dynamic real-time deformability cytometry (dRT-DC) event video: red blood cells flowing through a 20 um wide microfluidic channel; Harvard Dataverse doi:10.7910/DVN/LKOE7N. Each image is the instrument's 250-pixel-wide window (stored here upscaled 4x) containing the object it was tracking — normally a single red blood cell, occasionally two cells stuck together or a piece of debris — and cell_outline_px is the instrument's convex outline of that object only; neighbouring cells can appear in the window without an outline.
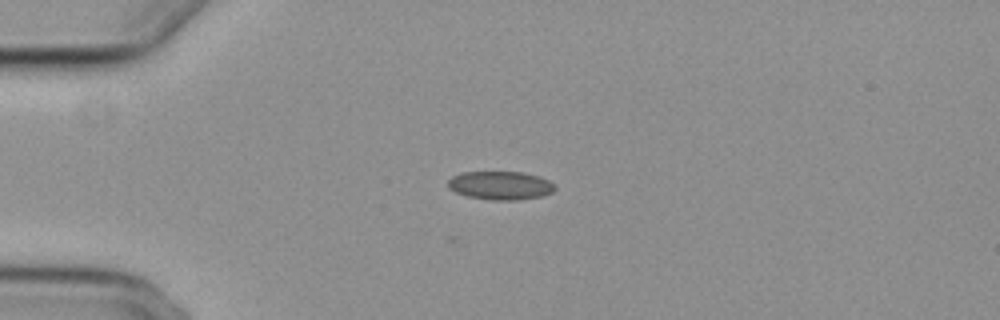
{"species": "common noctule bat (a hibernating species)", "species_latin": "Nyctalus noctula", "temperature_condition": "cold", "stored_images_in_passage": 42, "camera_frame_rate_fps": 3000, "um_per_image_px": 0.085, "animal": {"sex": "female", "body_mass_g": 29.2, "forearm_length_mm": 56.3}, "frame": {"image": 1, "passage_image": 1, "time_ms": 0.0, "image_size_px": [1000, 320], "cell_outline_px": [[556, 188], [552, 192], [544, 196], [516, 200], [488, 200], [468, 196], [456, 192], [448, 188], [448, 180], [452, 176], [460, 172], [524, 172], [540, 176], [548, 180]], "centroid_in_image_um": [42.53, 15.76], "position_along_channel_um": 42.5, "area_um2": 17.86}}
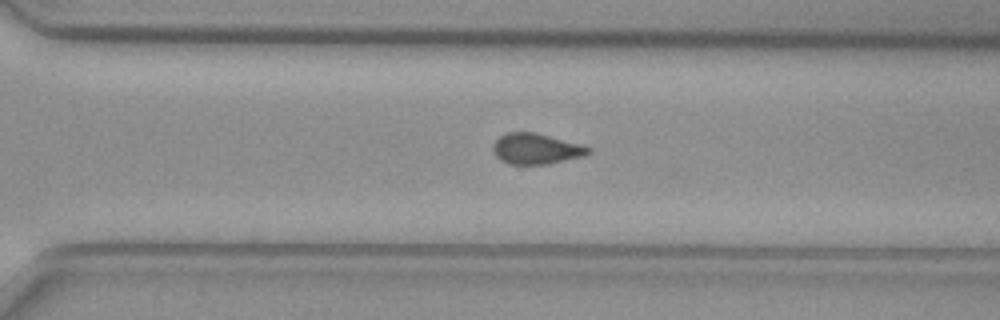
{"frame": {"image": 2, "passage_image": 26, "time_ms": 8.333, "image_size_px": [1000, 320], "cell_outline_px": [[592, 152], [584, 156], [548, 164], [508, 164], [500, 160], [492, 152], [492, 144], [500, 136], [508, 132], [536, 132], [580, 144], [592, 148]], "centroid_in_image_um": [45.56, 12.65], "position_along_channel_um": 325.0, "area_um2": 17.22}}
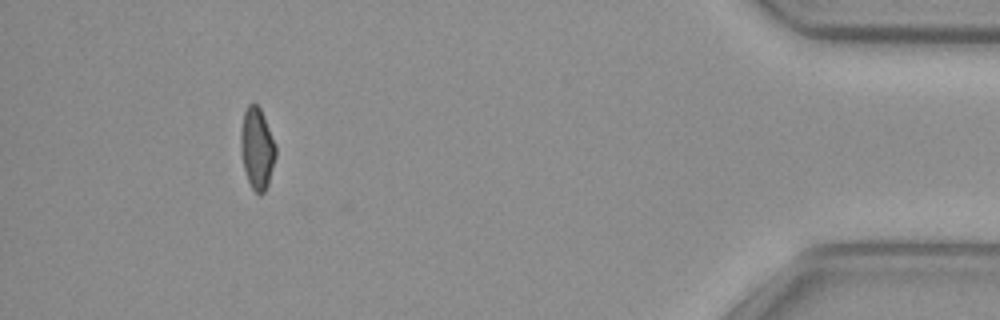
{"frame": {"image": 3, "passage_image": 38, "time_ms": 12.333, "image_size_px": [1000, 320], "cell_outline_px": [[276, 156], [268, 184], [264, 192], [260, 196], [252, 188], [248, 180], [244, 168], [240, 152], [240, 132], [244, 112], [248, 104], [256, 104], [260, 108], [264, 116], [276, 144]], "centroid_in_image_um": [21.85, 12.61], "position_along_channel_um": 413.4, "area_um2": 16.7}, "authors_computed_cell_mechanics": {"area_um2": 17.34, "velocity_mm_per_s": 3.732, "shape_relaxation_time_tau1_ms": null, "shape_relaxation_time_tau2_ms": 3.3321, "deformation_change_tau1": null, "deformation_change_tau2": 0.0936}}